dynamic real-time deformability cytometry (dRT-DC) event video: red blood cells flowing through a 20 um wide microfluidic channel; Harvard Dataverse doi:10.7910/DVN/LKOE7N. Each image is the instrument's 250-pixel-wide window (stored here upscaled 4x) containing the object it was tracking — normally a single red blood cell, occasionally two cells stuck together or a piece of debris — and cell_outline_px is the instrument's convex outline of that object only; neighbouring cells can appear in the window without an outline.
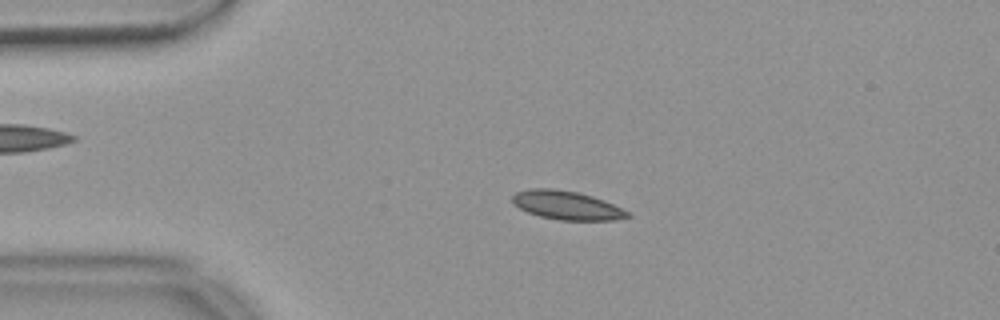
{"species": "common noctule bat (a hibernating species)", "species_latin": "Nyctalus noctula", "temperature_condition": "warm", "stored_images_in_passage": 54, "camera_frame_rate_fps": 3000, "um_per_image_px": 0.085, "animal": {"sex": "female", "body_mass_g": 18.4}, "frame": {"image": 1, "passage_image": 11, "time_ms": 3.333, "image_size_px": [1000, 320], "cell_outline_px": [[632, 216], [612, 220], [560, 220], [540, 216], [528, 212], [520, 208], [512, 200], [512, 196], [516, 192], [532, 188], [552, 188], [576, 192], [592, 196], [604, 200], [628, 212]], "centroid_in_image_um": [48.16, 17.45], "position_along_channel_um": 36.8, "area_um2": 18.96}}
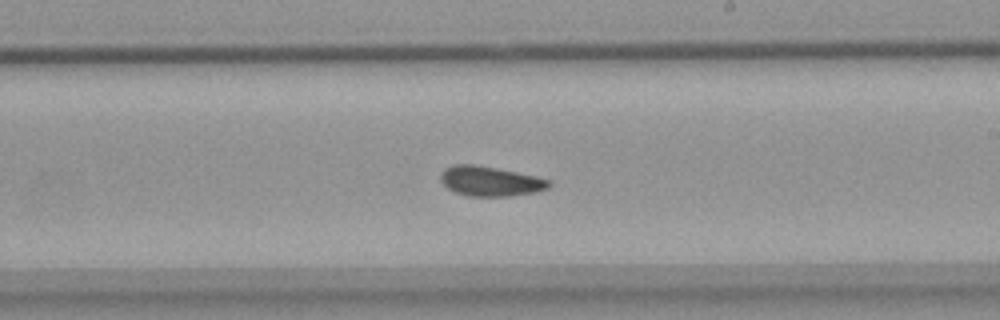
{"frame": {"image": 2, "passage_image": 31, "time_ms": 10.0, "image_size_px": [1000, 320], "cell_outline_px": [[552, 184], [548, 188], [536, 192], [508, 196], [468, 196], [456, 192], [448, 188], [440, 180], [440, 172], [444, 168], [452, 164], [476, 164], [536, 176], [548, 180]], "centroid_in_image_um": [41.64, 15.39], "position_along_channel_um": 247.4, "area_um2": 18.84}}
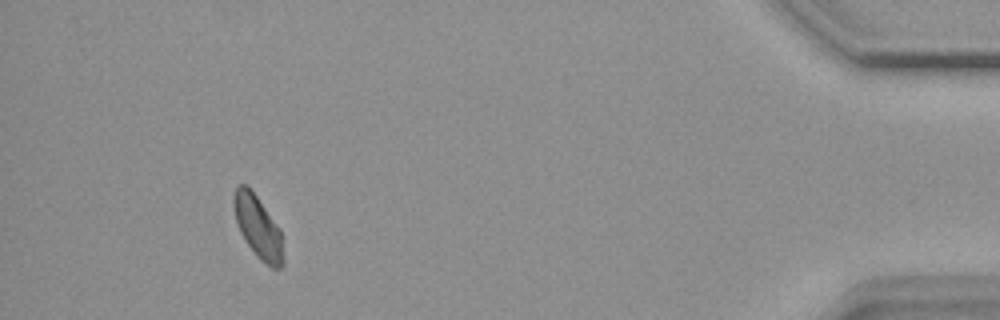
{"frame": {"image": 3, "passage_image": 50, "time_ms": 16.333, "image_size_px": [1000, 320], "cell_outline_px": [[284, 264], [280, 268], [272, 268], [260, 260], [256, 256], [244, 240], [240, 232], [236, 220], [232, 200], [236, 188], [240, 184], [248, 184], [280, 228], [284, 260]], "centroid_in_image_um": [21.93, 19.3], "position_along_channel_um": 413.3, "area_um2": 18.15}, "authors_computed_cell_mechanics": {"area_um2": 18.5538, "velocity_mm_per_s": 3.6494, "shape_relaxation_time_tau1_ms": null, "shape_relaxation_time_tau2_ms": 5.4806, "deformation_change_tau1": null, "deformation_change_tau2": 0.0912}}